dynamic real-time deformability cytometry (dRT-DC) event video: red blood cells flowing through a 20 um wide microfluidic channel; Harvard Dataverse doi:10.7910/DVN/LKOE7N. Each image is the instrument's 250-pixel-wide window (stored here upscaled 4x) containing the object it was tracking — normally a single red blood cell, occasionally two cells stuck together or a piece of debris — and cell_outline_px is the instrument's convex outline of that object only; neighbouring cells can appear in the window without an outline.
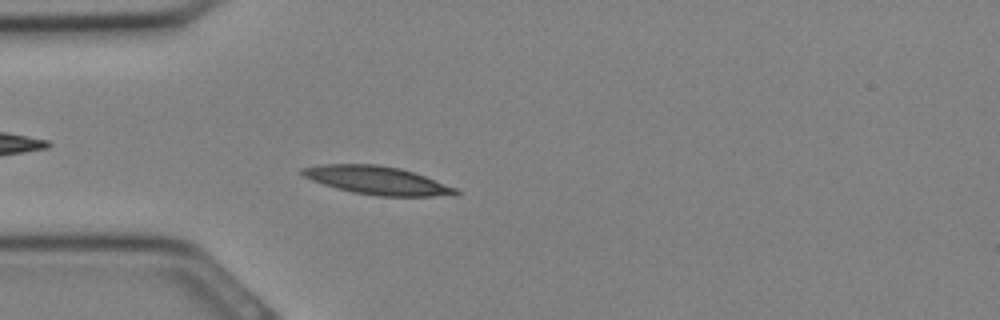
{"species": "Egyptian fruit bat (a non-hibernating species)", "species_latin": "Rousettus aegyptiacus", "temperature_condition": "cold", "stored_images_in_passage": 31, "camera_frame_rate_fps": 3000, "um_per_image_px": 0.085, "animal": {"sex": "female"}, "frame": {"image": 1, "passage_image": 8, "time_ms": 2.333, "image_size_px": [1000, 320], "cell_outline_px": [[460, 192], [456, 196], [380, 196], [352, 192], [336, 188], [312, 180], [304, 176], [300, 172], [300, 168], [320, 164], [376, 164], [400, 168], [424, 176], [456, 188]], "centroid_in_image_um": [32.05, 15.33], "position_along_channel_um": 52.9, "area_um2": 25.14}}
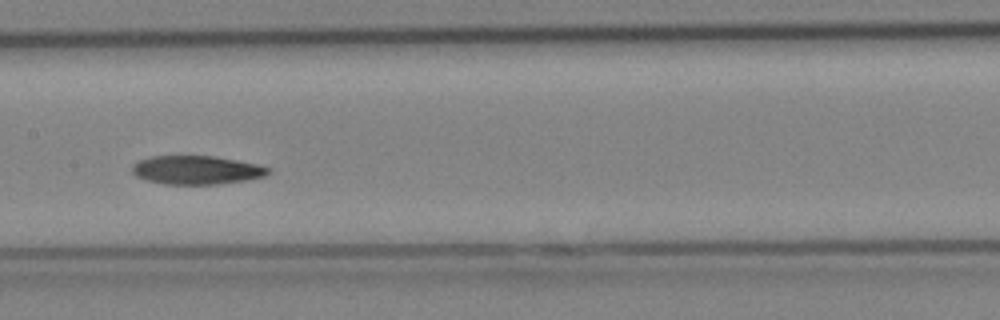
{"frame": {"image": 2, "passage_image": 15, "time_ms": 4.667, "image_size_px": [1000, 320], "cell_outline_px": [[272, 172], [264, 176], [248, 180], [216, 184], [164, 184], [144, 180], [136, 176], [132, 172], [132, 164], [148, 156], [216, 156], [256, 164], [272, 168]], "centroid_in_image_um": [16.7, 14.45], "position_along_channel_um": 190.7, "area_um2": 22.89}}
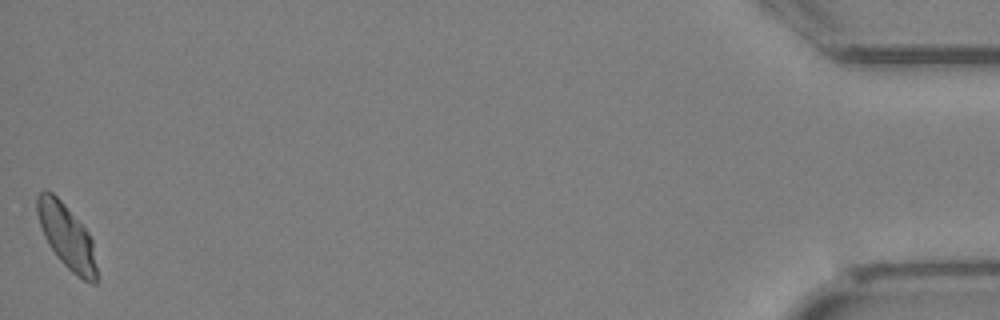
{"frame": {"image": 3, "passage_image": 31, "time_ms": 10.0, "image_size_px": [1000, 320], "cell_outline_px": [[96, 284], [92, 284], [76, 276], [56, 256], [48, 244], [44, 236], [36, 212], [36, 196], [44, 188], [52, 192], [64, 204], [88, 232], [92, 240], [96, 268]], "centroid_in_image_um": [5.64, 20.08], "position_along_channel_um": 429.6, "area_um2": 22.14}}